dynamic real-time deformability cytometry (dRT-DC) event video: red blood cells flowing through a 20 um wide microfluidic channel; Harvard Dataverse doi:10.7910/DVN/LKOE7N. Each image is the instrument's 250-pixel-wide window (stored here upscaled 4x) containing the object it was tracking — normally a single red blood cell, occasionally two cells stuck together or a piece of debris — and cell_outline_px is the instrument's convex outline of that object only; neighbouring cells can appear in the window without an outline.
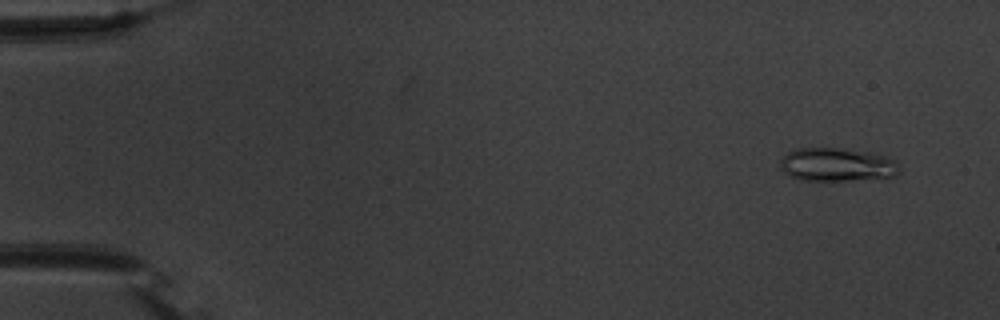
{"species": "common noctule bat (a hibernating species)", "species_latin": "Nyctalus noctula", "temperature_condition": "warm", "stored_images_in_passage": 54, "camera_frame_rate_fps": 3000, "um_per_image_px": 0.085, "animal": {"sex": "male", "body_mass_g": 20.1, "forearm_length_mm": 53.5}, "frame": {"image": 1, "passage_image": 4, "time_ms": 1.0, "image_size_px": [1000, 320], "cell_outline_px": [[900, 172], [896, 176], [832, 184], [800, 180], [788, 176], [780, 168], [780, 160], [792, 148], [840, 148], [872, 152], [896, 160], [900, 168]], "centroid_in_image_um": [71.14, 14.05], "position_along_channel_um": 13.9, "area_um2": 24.57}}
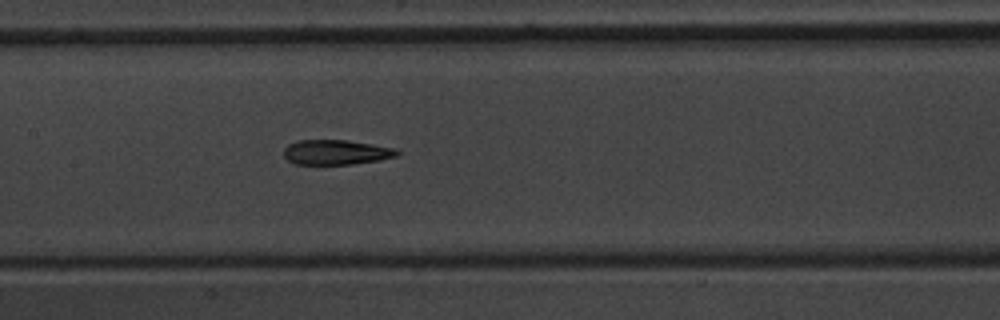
{"frame": {"image": 2, "passage_image": 27, "time_ms": 8.667, "image_size_px": [1000, 320], "cell_outline_px": [[400, 152], [396, 156], [380, 160], [352, 164], [296, 164], [288, 160], [284, 156], [284, 148], [288, 144], [296, 140], [348, 140], [396, 148]], "centroid_in_image_um": [28.56, 12.93], "position_along_channel_um": 178.8, "area_um2": 16.47}}
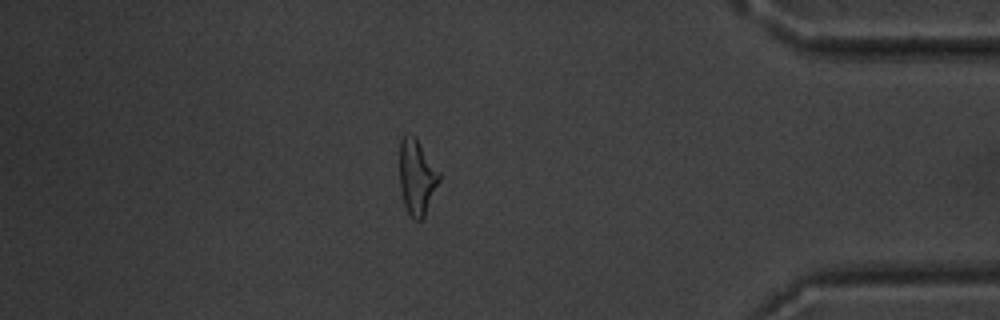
{"frame": {"image": 3, "passage_image": 47, "time_ms": 15.333, "image_size_px": [1000, 320], "cell_outline_px": [[440, 180], [424, 216], [420, 220], [416, 220], [408, 212], [404, 204], [400, 188], [400, 140], [408, 132], [416, 136], [440, 172]], "centroid_in_image_um": [35.43, 14.99], "position_along_channel_um": 399.8, "area_um2": 17.4}, "authors_computed_cell_mechanics": {"area_um2": 17.8313, "velocity_mm_per_s": 3.7953, "shape_relaxation_time_tau1_ms": 4.2724, "shape_relaxation_time_tau2_ms": 2.5935, "deformation_change_tau1": 0.1903, "deformation_change_tau2": 0.1331}}